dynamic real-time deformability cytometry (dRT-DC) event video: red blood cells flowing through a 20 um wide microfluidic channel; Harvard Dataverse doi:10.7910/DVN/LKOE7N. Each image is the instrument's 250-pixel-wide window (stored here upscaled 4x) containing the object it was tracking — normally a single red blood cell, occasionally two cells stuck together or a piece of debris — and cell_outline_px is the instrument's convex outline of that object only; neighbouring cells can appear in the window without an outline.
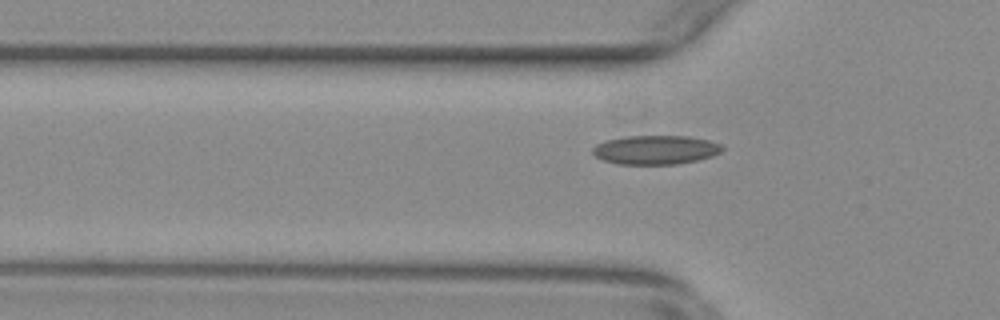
{"species": "common noctule bat (a hibernating species)", "species_latin": "Nyctalus noctula", "temperature_condition": "warm", "stored_images_in_passage": 40, "camera_frame_rate_fps": 3000, "um_per_image_px": 0.085, "animal": {"sex": "female", "body_mass_g": 29.2, "forearm_length_mm": 56.3}, "frame": {"image": 1, "passage_image": 10, "time_ms": 3.0, "image_size_px": [1000, 320], "cell_outline_px": [[724, 148], [720, 152], [712, 156], [696, 160], [676, 164], [616, 164], [604, 160], [596, 156], [592, 152], [592, 148], [596, 144], [604, 140], [628, 136], [688, 136], [708, 140], [720, 144]], "centroid_in_image_um": [55.7, 12.73], "position_along_channel_um": 70.1, "area_um2": 21.85}}
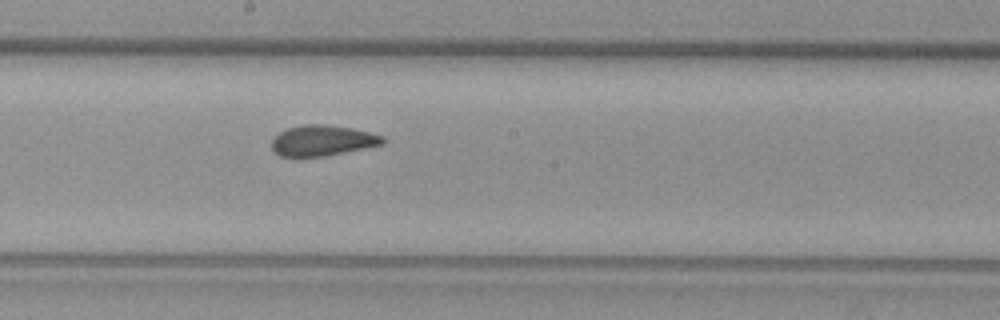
{"frame": {"image": 2, "passage_image": 22, "time_ms": 7.0, "image_size_px": [1000, 320], "cell_outline_px": [[388, 140], [384, 144], [324, 156], [280, 156], [272, 152], [272, 140], [280, 132], [288, 128], [304, 124], [324, 124], [352, 128], [384, 136]], "centroid_in_image_um": [27.42, 11.94], "position_along_channel_um": 220.8, "area_um2": 19.77}}
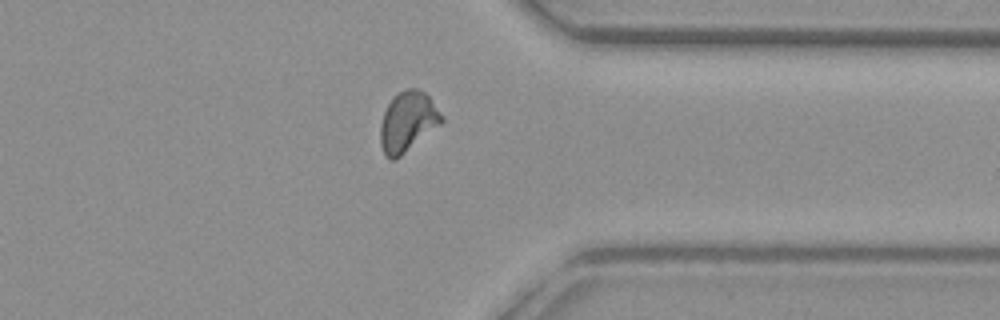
{"frame": {"image": 3, "passage_image": 35, "time_ms": 11.333, "image_size_px": [1000, 320], "cell_outline_px": [[444, 120], [440, 124], [396, 160], [388, 160], [380, 144], [380, 128], [384, 112], [388, 104], [400, 92], [408, 88], [416, 88], [424, 92], [428, 96], [444, 116]], "centroid_in_image_um": [34.65, 10.37], "position_along_channel_um": 376.7, "area_um2": 21.15}}